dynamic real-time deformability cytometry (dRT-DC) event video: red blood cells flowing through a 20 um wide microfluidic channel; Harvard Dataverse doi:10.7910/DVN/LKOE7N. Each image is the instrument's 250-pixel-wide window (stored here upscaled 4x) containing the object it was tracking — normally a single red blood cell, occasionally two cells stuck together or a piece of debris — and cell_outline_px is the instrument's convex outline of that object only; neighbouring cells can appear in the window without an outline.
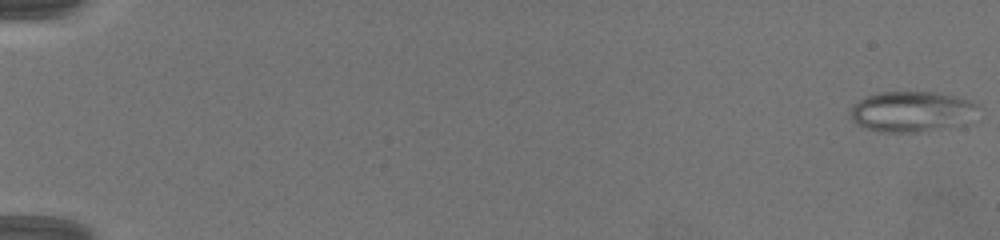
{"species": "common noctule bat (a hibernating species)", "species_latin": "Nyctalus noctula", "temperature_condition": "warm", "stored_images_in_passage": 66, "camera_frame_rate_fps": 3000, "um_per_image_px": 0.085, "animal": {"sex": "female", "body_mass_g": 19.5, "forearm_length_mm": 54.1}, "frame": {"image": 1, "passage_image": 1, "time_ms": 0.0, "image_size_px": [1000, 240], "cell_outline_px": [[980, 104], [972, 124], [948, 128], [920, 132], [880, 132], [864, 128], [852, 120], [852, 108], [860, 100], [868, 96], [880, 92], [936, 92], [956, 96], [972, 100]], "centroid_in_image_um": [77.64, 9.5], "position_along_channel_um": 7.4, "area_um2": 30.81}}
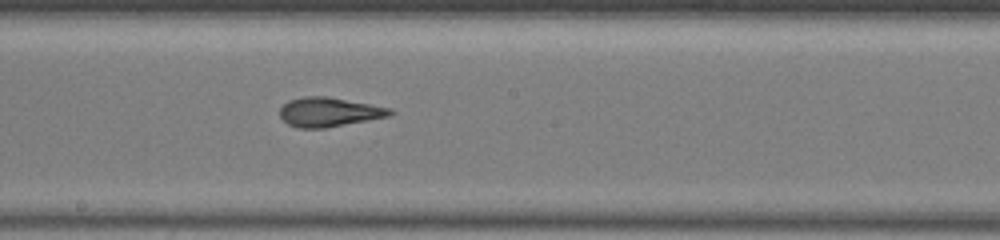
{"frame": {"image": 2, "passage_image": 39, "time_ms": 12.667, "image_size_px": [1000, 240], "cell_outline_px": [[396, 112], [388, 116], [368, 120], [324, 128], [296, 128], [288, 124], [280, 116], [280, 108], [288, 100], [304, 96], [328, 96], [392, 108]], "centroid_in_image_um": [27.97, 9.51], "position_along_channel_um": 220.2, "area_um2": 18.84}}
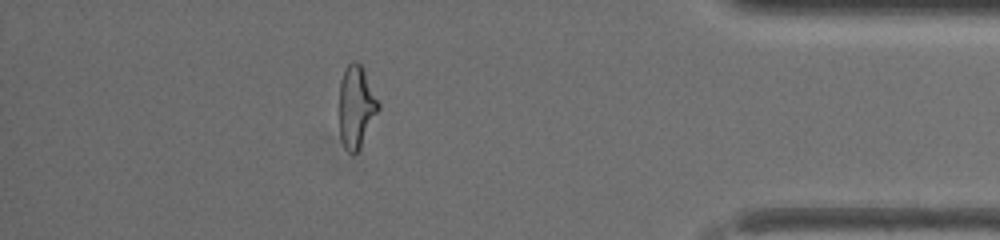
{"frame": {"image": 3, "passage_image": 59, "time_ms": 19.333, "image_size_px": [1000, 240], "cell_outline_px": [[380, 108], [360, 148], [352, 156], [344, 148], [340, 136], [340, 80], [348, 64], [352, 60], [356, 60], [364, 68], [380, 104]], "centroid_in_image_um": [30.29, 9.07], "position_along_channel_um": 404.9, "area_um2": 18.84}, "authors_computed_cell_mechanics": {"area_um2": 19.5653, "velocity_mm_per_s": 3.269, "shape_relaxation_time_tau1_ms": null, "shape_relaxation_time_tau2_ms": 1.6204, "deformation_change_tau1": null, "deformation_change_tau2": 0.1028}}